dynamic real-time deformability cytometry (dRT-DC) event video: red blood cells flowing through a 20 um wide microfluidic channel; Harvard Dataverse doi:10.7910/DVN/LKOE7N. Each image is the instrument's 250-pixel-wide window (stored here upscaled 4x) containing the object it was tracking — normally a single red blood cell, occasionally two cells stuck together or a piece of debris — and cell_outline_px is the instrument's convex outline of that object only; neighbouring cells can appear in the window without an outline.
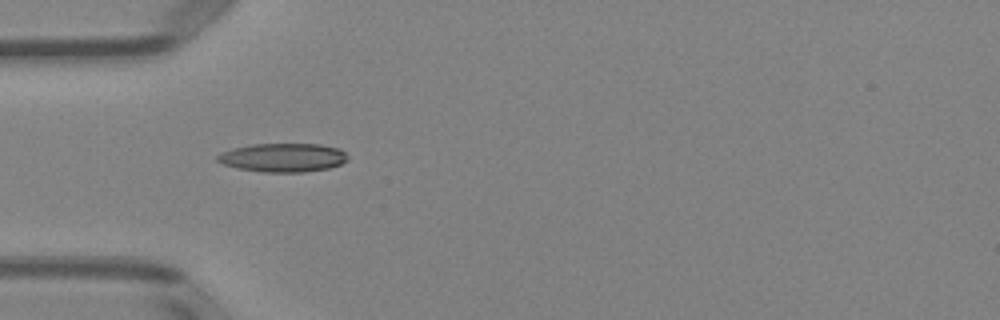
{"species": "Egyptian fruit bat (a non-hibernating species)", "species_latin": "Rousettus aegyptiacus", "temperature_condition": "room temperature", "stored_images_in_passage": 7, "camera_frame_rate_fps": 3000, "um_per_image_px": 0.085, "animal": {"sex": "female"}, "frame": {"image": 1, "passage_image": 5, "time_ms": 4.667, "image_size_px": [1000, 320], "cell_outline_px": [[348, 160], [340, 164], [328, 168], [304, 172], [264, 172], [236, 168], [224, 164], [216, 160], [216, 156], [232, 148], [252, 144], [320, 144], [340, 148], [348, 156]], "centroid_in_image_um": [24.07, 13.39], "position_along_channel_um": 60.9, "area_um2": 21.79}}
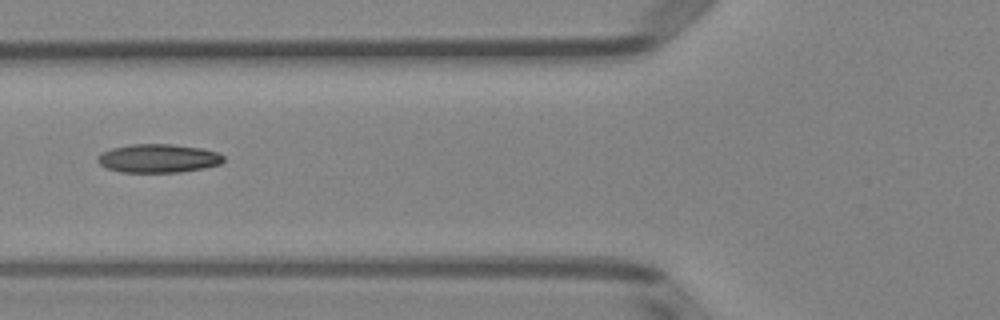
{"frame": {"image": 2, "passage_image": 6, "time_ms": 6.0, "image_size_px": [1000, 320], "cell_outline_px": [[224, 160], [220, 164], [204, 168], [180, 172], [120, 172], [108, 168], [100, 164], [96, 160], [96, 156], [100, 152], [112, 148], [132, 144], [172, 144], [200, 148], [220, 152], [224, 156]], "centroid_in_image_um": [13.45, 13.45], "position_along_channel_um": 112.4, "area_um2": 21.1}}
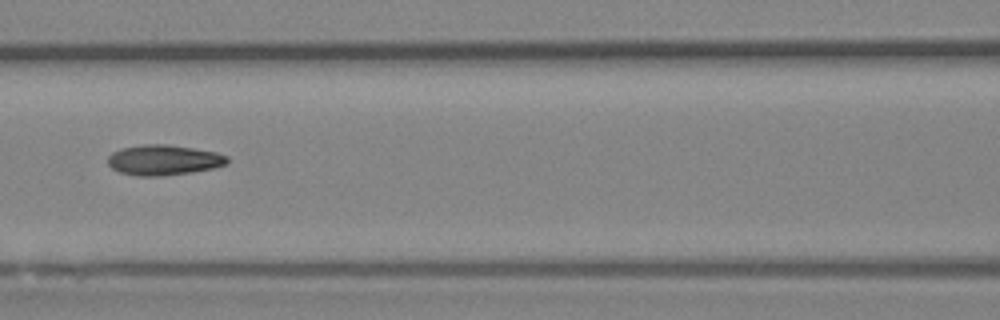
{"frame": {"image": 3, "passage_image": 7, "time_ms": 7.0, "image_size_px": [1000, 320], "cell_outline_px": [[228, 164], [212, 168], [192, 172], [160, 176], [136, 176], [120, 172], [112, 168], [108, 164], [108, 156], [112, 152], [120, 148], [144, 144], [168, 144], [216, 152], [228, 156]], "centroid_in_image_um": [13.9, 13.6], "position_along_channel_um": 152.7, "area_um2": 21.15}}